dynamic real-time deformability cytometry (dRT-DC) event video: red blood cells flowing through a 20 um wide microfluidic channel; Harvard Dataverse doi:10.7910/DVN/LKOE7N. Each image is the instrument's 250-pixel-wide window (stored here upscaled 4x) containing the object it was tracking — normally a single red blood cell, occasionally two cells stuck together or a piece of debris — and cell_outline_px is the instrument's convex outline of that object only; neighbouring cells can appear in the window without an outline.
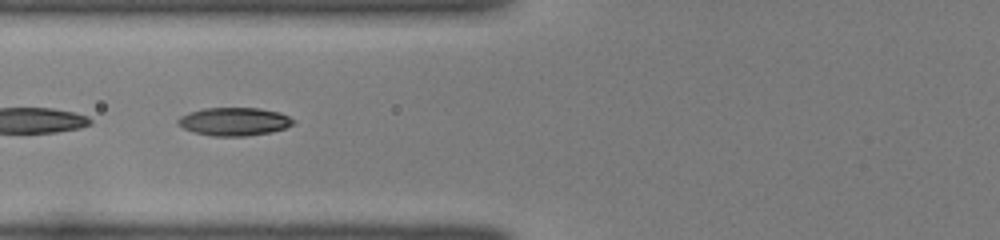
{"species": "common noctule bat (a hibernating species)", "species_latin": "Nyctalus noctula", "temperature_condition": "room temperature", "stored_images_in_passage": 38, "camera_frame_rate_fps": 3000, "um_per_image_px": 0.085, "animal": {"sex": "female", "body_mass_g": 22.0, "forearm_length_mm": 56.7}, "frame": {"image": 1, "passage_image": 25, "time_ms": 8.0, "image_size_px": [1000, 240], "cell_outline_px": [[296, 124], [272, 132], [248, 136], [212, 136], [196, 132], [184, 128], [176, 124], [176, 120], [180, 116], [188, 112], [204, 108], [260, 108], [280, 112], [296, 120]], "centroid_in_image_um": [19.93, 10.33], "position_along_channel_um": 105.9, "area_um2": 19.13}}
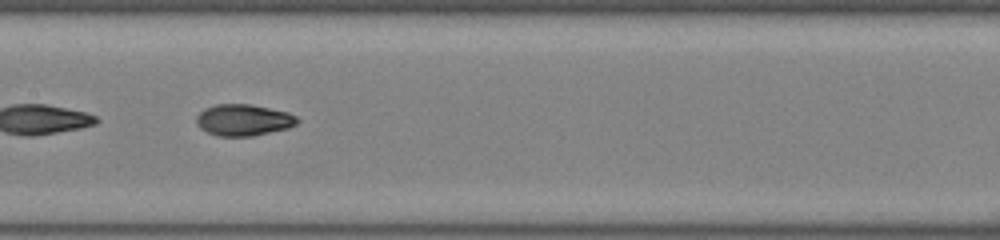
{"frame": {"image": 2, "passage_image": 31, "time_ms": 10.0, "image_size_px": [1000, 240], "cell_outline_px": [[300, 120], [296, 124], [288, 128], [252, 136], [220, 136], [208, 132], [200, 128], [196, 124], [196, 116], [204, 108], [216, 104], [252, 104], [288, 112], [296, 116]], "centroid_in_image_um": [20.69, 10.19], "position_along_channel_um": 186.7, "area_um2": 18.55}}